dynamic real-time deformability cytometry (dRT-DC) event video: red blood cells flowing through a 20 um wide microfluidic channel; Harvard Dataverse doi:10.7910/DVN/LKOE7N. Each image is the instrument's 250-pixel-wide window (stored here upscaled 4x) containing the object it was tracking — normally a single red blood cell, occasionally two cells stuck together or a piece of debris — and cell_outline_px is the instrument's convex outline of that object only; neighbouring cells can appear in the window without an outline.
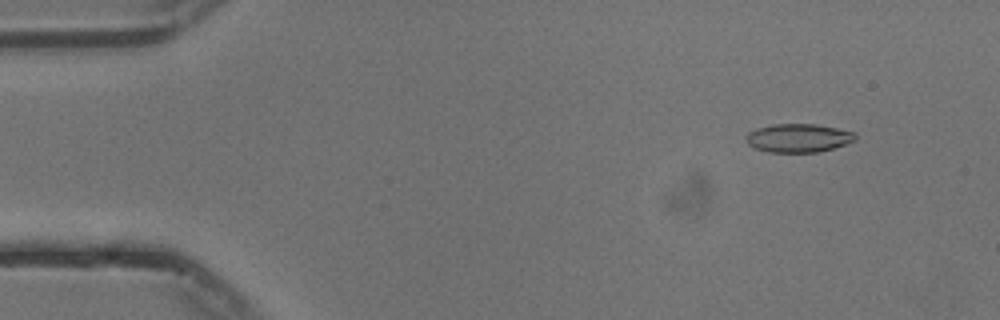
{"species": "common noctule bat (a hibernating species)", "species_latin": "Nyctalus noctula", "temperature_condition": "cold", "stored_images_in_passage": 55, "camera_frame_rate_fps": 3000, "um_per_image_px": 0.085, "animal": {"sex": "male", "body_mass_g": 13.3}, "frame": {"image": 1, "passage_image": 6, "time_ms": 1.667, "image_size_px": [1000, 320], "cell_outline_px": [[856, 140], [820, 152], [768, 152], [756, 148], [748, 144], [744, 136], [748, 132], [756, 128], [772, 124], [816, 124], [856, 132]], "centroid_in_image_um": [67.84, 11.72], "position_along_channel_um": 17.2, "area_um2": 18.21}}
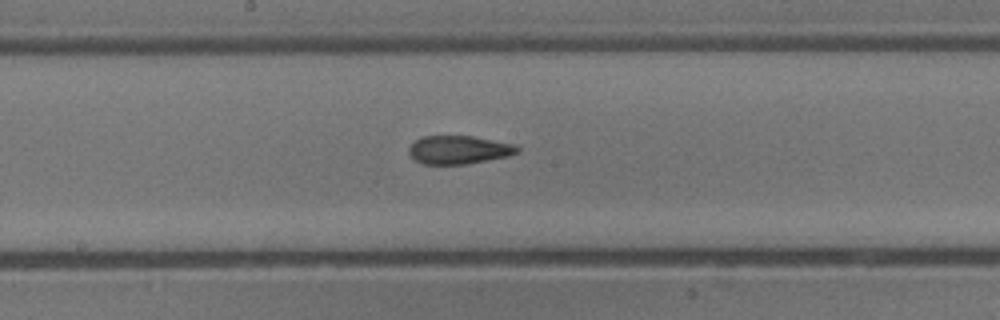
{"frame": {"image": 2, "passage_image": 29, "time_ms": 9.333, "image_size_px": [1000, 320], "cell_outline_px": [[520, 152], [508, 156], [468, 164], [424, 164], [416, 160], [408, 152], [408, 148], [420, 136], [472, 136], [516, 144], [520, 148]], "centroid_in_image_um": [39.04, 12.73], "position_along_channel_um": 209.2, "area_um2": 17.98}}
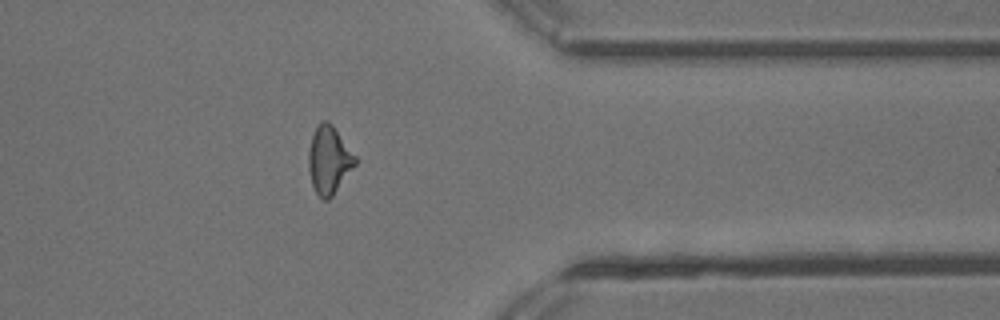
{"frame": {"image": 3, "passage_image": 44, "time_ms": 14.333, "image_size_px": [1000, 320], "cell_outline_px": [[356, 164], [332, 196], [328, 200], [324, 200], [316, 192], [312, 184], [308, 168], [308, 152], [312, 136], [320, 120], [328, 120], [332, 124], [356, 156]], "centroid_in_image_um": [27.95, 13.58], "position_along_channel_um": 383.4, "area_um2": 18.26}, "authors_computed_cell_mechanics": {"area_um2": 18.1492, "velocity_mm_per_s": 3.7572, "shape_relaxation_time_tau1_ms": null, "shape_relaxation_time_tau2_ms": 2.4954, "deformation_change_tau1": null, "deformation_change_tau2": 0.0907}}